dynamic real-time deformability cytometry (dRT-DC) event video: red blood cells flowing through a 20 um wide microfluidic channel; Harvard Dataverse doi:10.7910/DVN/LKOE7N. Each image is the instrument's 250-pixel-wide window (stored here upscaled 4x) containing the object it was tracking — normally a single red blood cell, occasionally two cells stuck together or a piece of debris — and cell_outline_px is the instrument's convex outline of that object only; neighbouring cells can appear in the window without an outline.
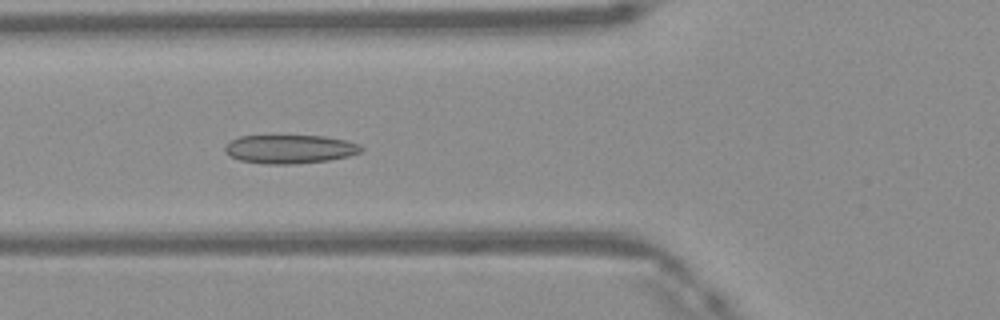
{"species": "Egyptian fruit bat (a non-hibernating species)", "species_latin": "Rousettus aegyptiacus", "temperature_condition": "warm", "stored_images_in_passage": 11, "camera_frame_rate_fps": 3000, "um_per_image_px": 0.085, "frame": {"image": 1, "passage_image": 3, "time_ms": 0.667, "image_size_px": [1000, 320], "cell_outline_px": [[364, 148], [360, 152], [348, 156], [328, 160], [292, 164], [264, 164], [240, 160], [228, 156], [224, 152], [224, 148], [232, 140], [240, 136], [324, 136], [344, 140], [360, 144]], "centroid_in_image_um": [24.62, 12.68], "position_along_channel_um": 101.2, "area_um2": 22.66}}
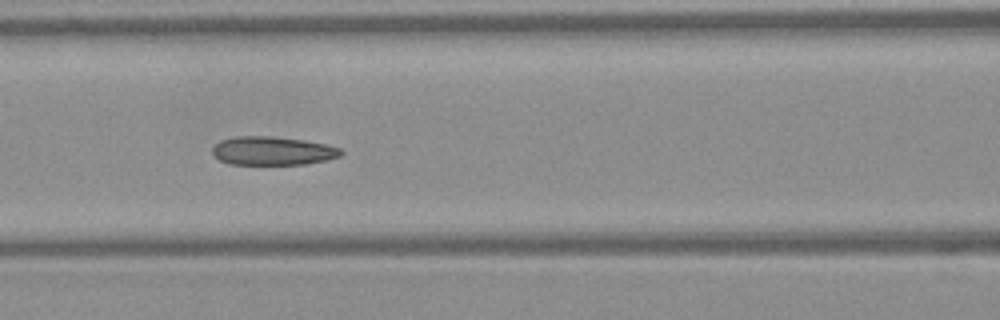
{"frame": {"image": 2, "passage_image": 6, "time_ms": 1.667, "image_size_px": [1000, 320], "cell_outline_px": [[344, 152], [340, 156], [328, 160], [304, 164], [228, 164], [220, 160], [212, 152], [212, 148], [220, 140], [236, 136], [268, 136], [304, 140], [324, 144], [340, 148]], "centroid_in_image_um": [23.17, 12.82], "position_along_channel_um": 143.4, "area_um2": 21.33}}
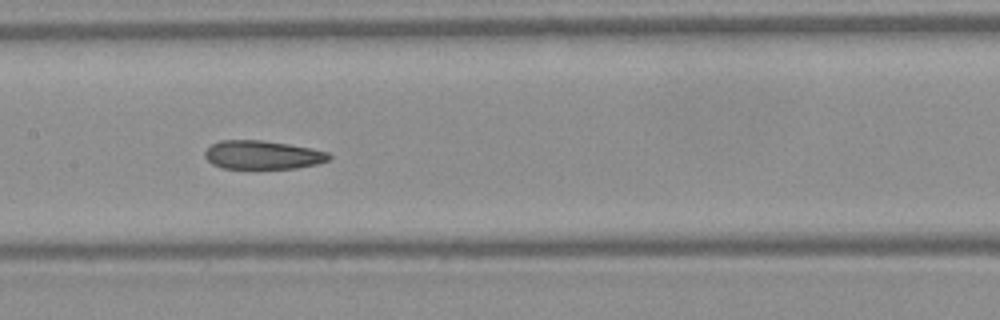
{"frame": {"image": 3, "passage_image": 9, "time_ms": 2.667, "image_size_px": [1000, 320], "cell_outline_px": [[332, 156], [328, 160], [316, 164], [296, 168], [220, 168], [212, 164], [204, 156], [204, 152], [212, 144], [220, 140], [264, 140], [312, 148], [328, 152]], "centroid_in_image_um": [22.31, 13.16], "position_along_channel_um": 185.1, "area_um2": 20.69}}